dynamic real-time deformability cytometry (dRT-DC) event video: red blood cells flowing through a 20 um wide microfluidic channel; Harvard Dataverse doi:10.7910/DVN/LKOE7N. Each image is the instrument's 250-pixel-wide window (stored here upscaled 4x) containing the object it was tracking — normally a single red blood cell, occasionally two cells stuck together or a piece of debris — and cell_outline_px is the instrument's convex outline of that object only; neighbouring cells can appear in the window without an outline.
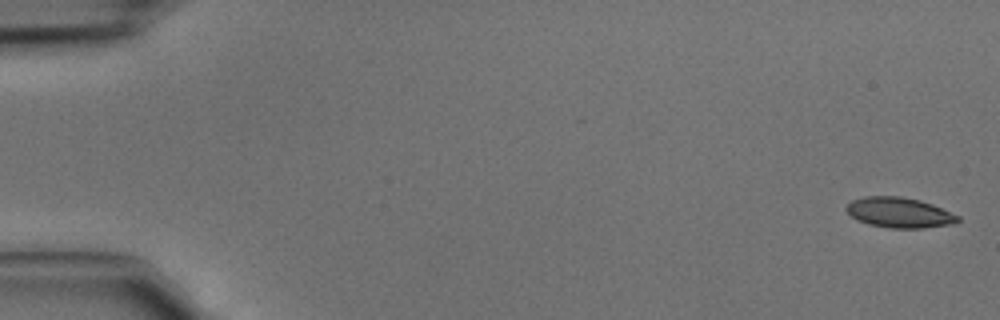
{"species": "common noctule bat (a hibernating species)", "species_latin": "Nyctalus noctula", "temperature_condition": "cold", "stored_images_in_passage": 45, "camera_frame_rate_fps": 3000, "um_per_image_px": 0.085, "animal": {"sex": "male", "body_mass_g": 15.6}, "frame": {"image": 1, "passage_image": 1, "time_ms": 0.0, "image_size_px": [1000, 320], "cell_outline_px": [[960, 220], [952, 224], [924, 228], [892, 228], [868, 224], [856, 220], [844, 208], [852, 200], [864, 196], [900, 196], [920, 200], [932, 204], [960, 216]], "centroid_in_image_um": [76.44, 18.07], "position_along_channel_um": 8.6, "area_um2": 19.71}}
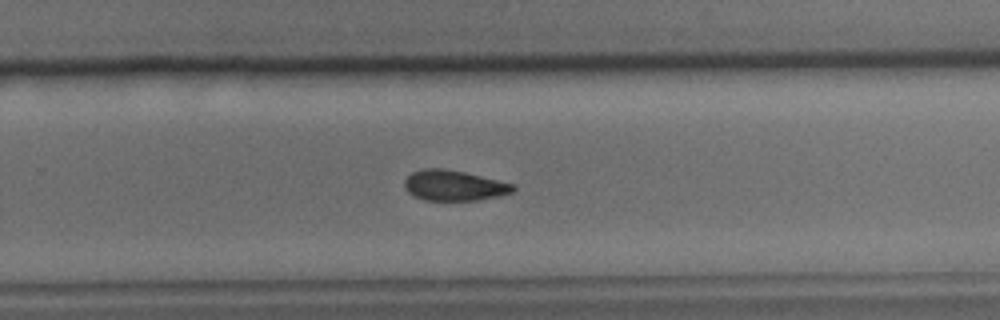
{"frame": {"image": 2, "passage_image": 30, "time_ms": 9.667, "image_size_px": [1000, 320], "cell_outline_px": [[516, 188], [512, 192], [496, 196], [476, 200], [424, 200], [408, 192], [404, 188], [404, 180], [412, 172], [424, 168], [444, 168], [464, 172], [516, 184]], "centroid_in_image_um": [38.58, 15.75], "position_along_channel_um": 291.2, "area_um2": 19.19}}
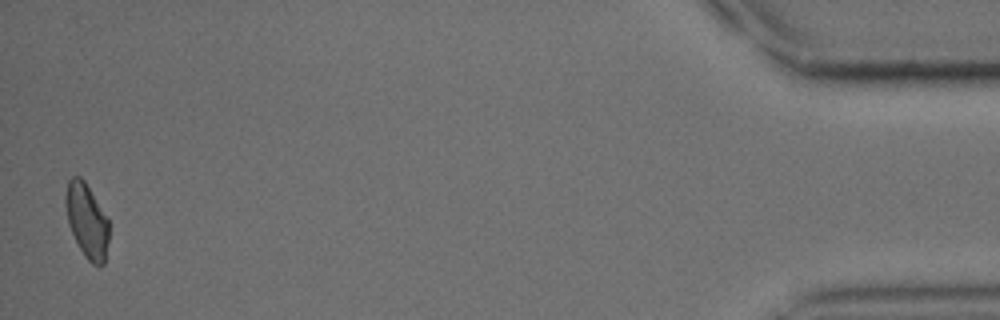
{"frame": {"image": 3, "passage_image": 45, "time_ms": 14.667, "image_size_px": [1000, 320], "cell_outline_px": [[108, 240], [104, 264], [92, 264], [84, 256], [68, 224], [64, 204], [64, 196], [68, 180], [72, 176], [80, 176], [84, 180], [108, 220]], "centroid_in_image_um": [7.34, 18.73], "position_along_channel_um": 427.9, "area_um2": 18.55}}